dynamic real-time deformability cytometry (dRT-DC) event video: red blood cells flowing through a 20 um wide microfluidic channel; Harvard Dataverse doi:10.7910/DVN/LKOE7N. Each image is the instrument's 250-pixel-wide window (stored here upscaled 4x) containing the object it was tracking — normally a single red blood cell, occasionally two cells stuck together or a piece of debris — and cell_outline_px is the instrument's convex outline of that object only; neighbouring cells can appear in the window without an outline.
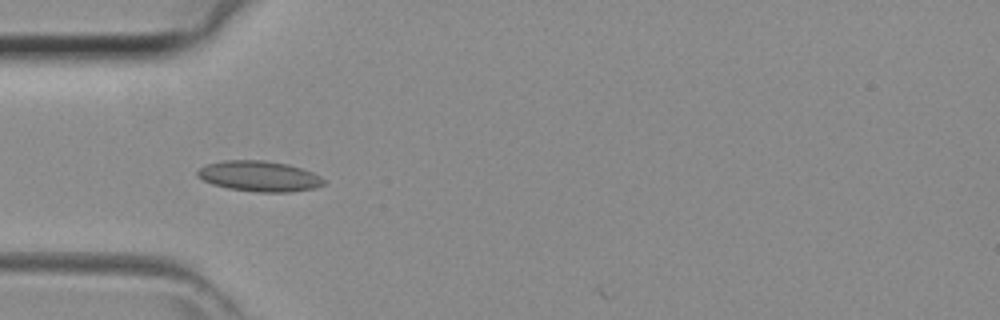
{"species": "common noctule bat (a hibernating species)", "species_latin": "Nyctalus noctula", "temperature_condition": "room temperature", "stored_images_in_passage": 16, "camera_frame_rate_fps": 3000, "um_per_image_px": 0.085, "animal": {"sex": "female", "body_mass_g": 29.2, "forearm_length_mm": 56.3}, "frame": {"image": 1, "passage_image": 13, "time_ms": 4.0, "image_size_px": [1000, 320], "cell_outline_px": [[324, 184], [316, 188], [288, 192], [256, 192], [228, 188], [212, 184], [196, 176], [196, 172], [204, 164], [224, 160], [264, 160], [288, 164], [312, 172], [320, 176], [324, 180]], "centroid_in_image_um": [22.01, 14.97], "position_along_channel_um": 63.0, "area_um2": 22.54}}
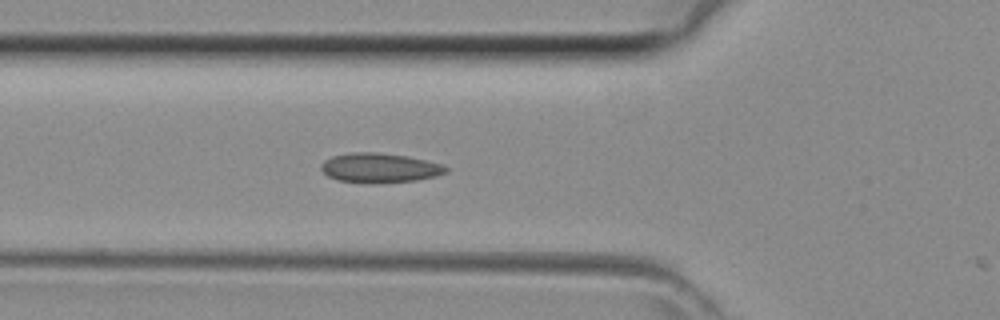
{"frame": {"image": 2, "passage_image": 15, "time_ms": 4.667, "image_size_px": [1000, 320], "cell_outline_px": [[448, 172], [436, 176], [416, 180], [376, 184], [372, 184], [336, 180], [328, 176], [320, 168], [320, 164], [324, 160], [332, 156], [352, 152], [376, 152], [408, 156], [444, 164], [448, 168]], "centroid_in_image_um": [32.27, 14.27], "position_along_channel_um": 93.5, "area_um2": 21.85}}